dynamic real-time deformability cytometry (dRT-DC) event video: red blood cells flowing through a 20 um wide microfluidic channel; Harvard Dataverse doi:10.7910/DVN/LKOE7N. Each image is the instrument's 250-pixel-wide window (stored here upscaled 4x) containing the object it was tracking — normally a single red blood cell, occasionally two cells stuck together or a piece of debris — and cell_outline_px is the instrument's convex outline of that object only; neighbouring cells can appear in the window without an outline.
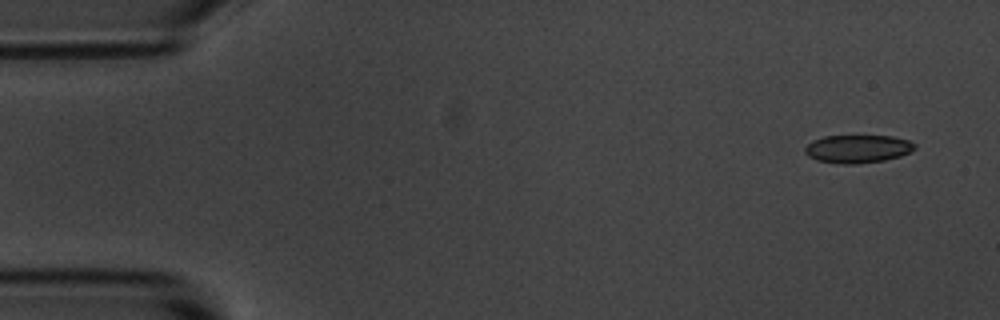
{"species": "common noctule bat (a hibernating species)", "species_latin": "Nyctalus noctula", "temperature_condition": "room temperature", "stored_images_in_passage": 6, "camera_frame_rate_fps": 3000, "um_per_image_px": 0.085, "animal": {"sex": "male", "body_mass_g": 20.1, "forearm_length_mm": 53.5}, "frame": {"image": 1, "passage_image": 1, "time_ms": 0.0, "image_size_px": [1000, 320], "cell_outline_px": [[916, 148], [900, 156], [884, 160], [856, 164], [840, 164], [816, 160], [808, 156], [804, 152], [804, 148], [812, 140], [824, 136], [892, 136], [908, 140], [916, 144]], "centroid_in_image_um": [72.87, 12.65], "position_along_channel_um": 12.1, "area_um2": 17.98}}
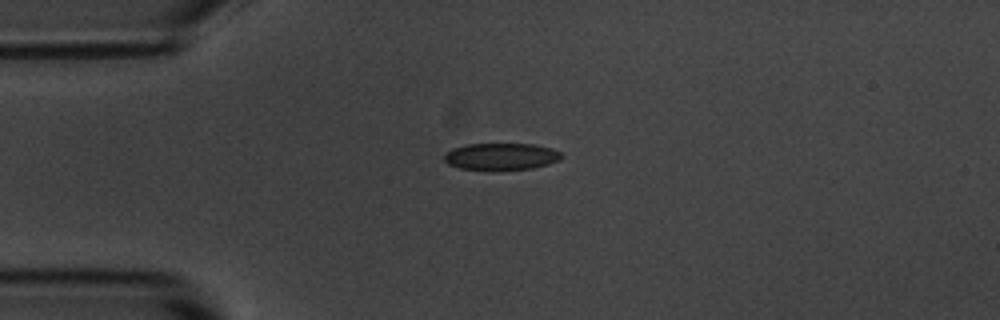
{"frame": {"image": 2, "passage_image": 4, "time_ms": 3.333, "image_size_px": [1000, 320], "cell_outline_px": [[564, 156], [560, 160], [548, 164], [532, 168], [460, 168], [448, 164], [444, 160], [444, 156], [452, 148], [468, 144], [532, 144], [552, 148], [560, 152]], "centroid_in_image_um": [42.64, 13.27], "position_along_channel_um": 42.4, "area_um2": 17.8}}